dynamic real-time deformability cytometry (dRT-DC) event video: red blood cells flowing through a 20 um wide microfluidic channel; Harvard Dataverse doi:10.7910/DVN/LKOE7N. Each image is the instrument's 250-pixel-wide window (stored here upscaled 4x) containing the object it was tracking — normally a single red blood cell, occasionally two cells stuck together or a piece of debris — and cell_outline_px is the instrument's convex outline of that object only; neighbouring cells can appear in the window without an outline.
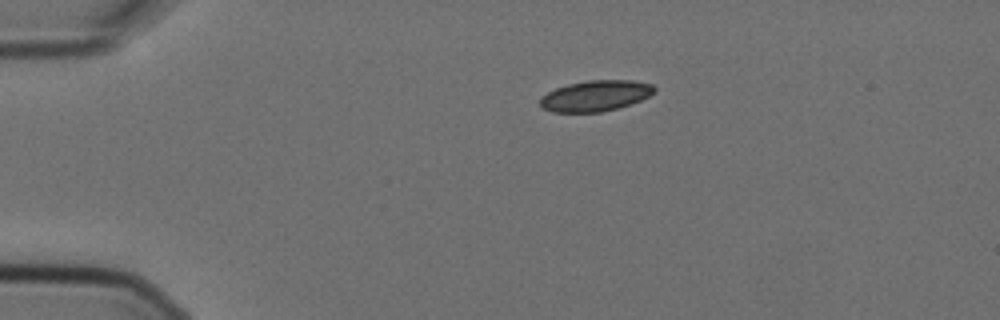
{"species": "Egyptian fruit bat (a non-hibernating species)", "species_latin": "Rousettus aegyptiacus", "temperature_condition": "cold", "stored_images_in_passage": 6, "camera_frame_rate_fps": 3000, "um_per_image_px": 0.085, "animal": {"sex": "female"}, "frame": {"image": 1, "passage_image": 6, "time_ms": 1.667, "image_size_px": [1000, 320], "cell_outline_px": [[656, 92], [640, 100], [616, 108], [600, 112], [552, 112], [544, 108], [540, 104], [540, 96], [556, 88], [568, 84], [588, 80], [632, 80], [652, 84], [656, 88]], "centroid_in_image_um": [50.61, 8.13], "position_along_channel_um": 34.4, "area_um2": 20.4}}